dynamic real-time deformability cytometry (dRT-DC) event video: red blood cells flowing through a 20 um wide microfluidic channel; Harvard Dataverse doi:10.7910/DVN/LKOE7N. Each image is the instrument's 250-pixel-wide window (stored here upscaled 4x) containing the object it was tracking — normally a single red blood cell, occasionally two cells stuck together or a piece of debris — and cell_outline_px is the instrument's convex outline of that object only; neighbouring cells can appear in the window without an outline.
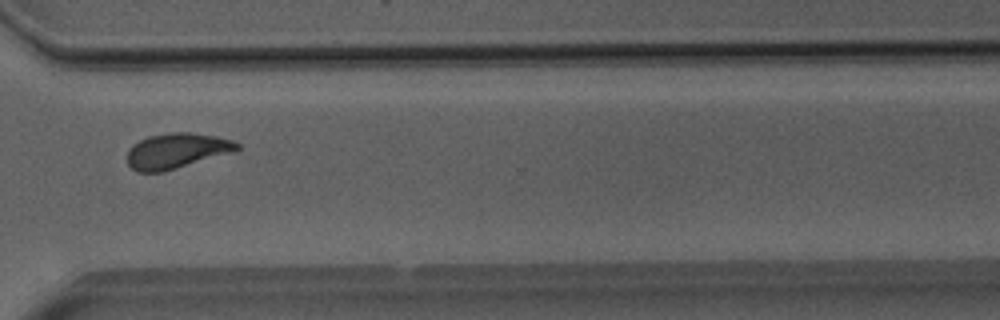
{"species": "Egyptian fruit bat (a non-hibernating species)", "species_latin": "Rousettus aegyptiacus", "temperature_condition": "room temperature", "stored_images_in_passage": 34, "camera_frame_rate_fps": 3000, "um_per_image_px": 0.085, "animal": {"sex": "male"}, "frame": {"image": 1, "passage_image": 25, "time_ms": 8.0, "image_size_px": [1000, 320], "cell_outline_px": [[240, 148], [232, 152], [164, 172], [136, 172], [128, 164], [128, 148], [132, 144], [148, 136], [172, 132], [188, 132], [216, 136], [232, 140], [240, 144]], "centroid_in_image_um": [14.99, 12.82], "position_along_channel_um": 355.6, "area_um2": 22.6}}
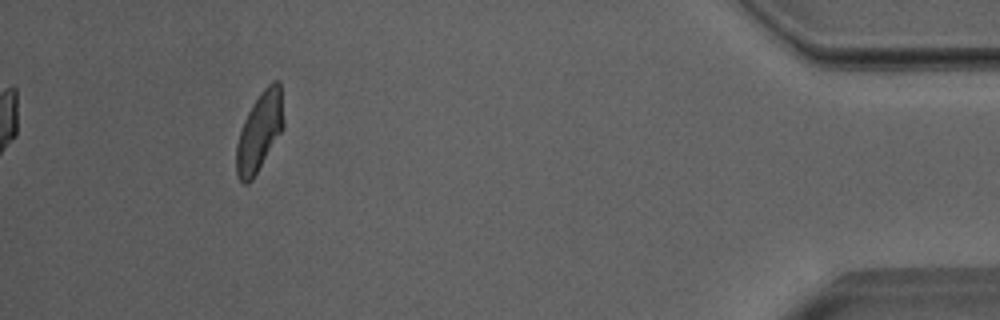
{"frame": {"image": 2, "passage_image": 34, "time_ms": 11.0, "image_size_px": [1000, 320], "cell_outline_px": [[284, 128], [252, 180], [248, 184], [244, 184], [236, 176], [236, 144], [244, 120], [252, 104], [260, 92], [272, 80], [280, 80], [284, 124]], "centroid_in_image_um": [22.06, 11.18], "position_along_channel_um": 413.1, "area_um2": 21.79}, "authors_computed_cell_mechanics": {"area_um2": 22.1663, "velocity_mm_per_s": 3.9812, "shape_relaxation_time_tau1_ms": 6.2722, "shape_relaxation_time_tau2_ms": 1.4403, "deformation_change_tau1": 0.1657, "deformation_change_tau2": 0.0873}}